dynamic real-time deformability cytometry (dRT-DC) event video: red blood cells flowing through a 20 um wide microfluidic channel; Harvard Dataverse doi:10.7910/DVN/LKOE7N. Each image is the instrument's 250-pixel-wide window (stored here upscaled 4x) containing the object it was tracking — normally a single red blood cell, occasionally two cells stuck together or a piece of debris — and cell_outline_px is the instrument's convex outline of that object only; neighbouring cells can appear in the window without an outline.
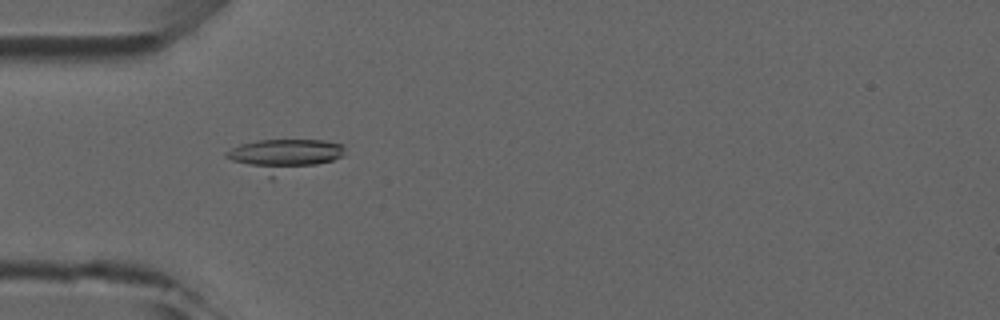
{"species": "common noctule bat (a hibernating species)", "species_latin": "Nyctalus noctula", "temperature_condition": "room temperature", "stored_images_in_passage": 6, "camera_frame_rate_fps": 3000, "um_per_image_px": 0.085, "animal": {"sex": "male", "forearm_length_mm": 52.5}, "frame": {"image": 1, "passage_image": 5, "time_ms": 4.667, "image_size_px": [1000, 320], "cell_outline_px": [[344, 156], [272, 180], [224, 156], [224, 152], [240, 144], [256, 140], [324, 140], [344, 144]], "centroid_in_image_um": [24.14, 13.23], "position_along_channel_um": 60.9, "area_um2": 22.83}}
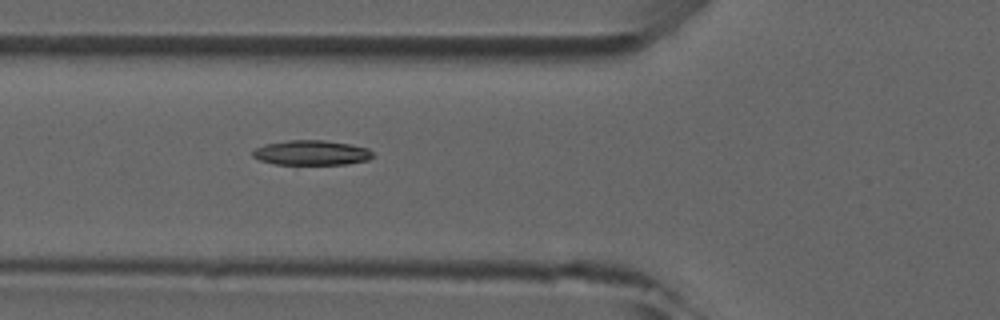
{"frame": {"image": 2, "passage_image": 6, "time_ms": 5.667, "image_size_px": [1000, 320], "cell_outline_px": [[372, 156], [368, 160], [348, 164], [276, 164], [260, 160], [252, 156], [252, 152], [256, 148], [264, 144], [288, 140], [324, 140], [348, 144], [368, 148], [372, 152]], "centroid_in_image_um": [26.46, 12.98], "position_along_channel_um": 99.3, "area_um2": 17.28}}